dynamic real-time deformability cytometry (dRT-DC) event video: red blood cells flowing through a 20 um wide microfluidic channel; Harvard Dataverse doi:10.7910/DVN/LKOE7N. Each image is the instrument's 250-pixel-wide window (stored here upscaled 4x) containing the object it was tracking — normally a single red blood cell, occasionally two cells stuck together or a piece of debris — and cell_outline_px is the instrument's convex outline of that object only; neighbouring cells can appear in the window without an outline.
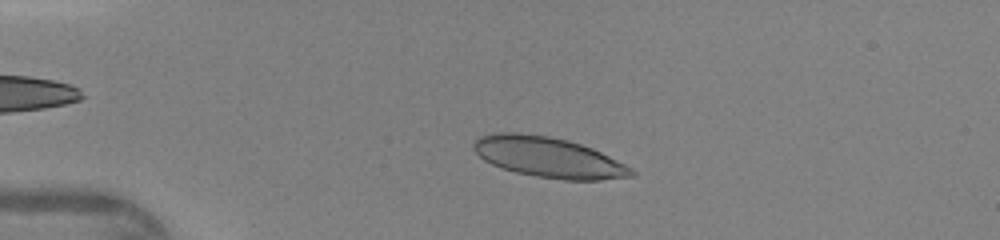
{"species": "human", "species_latin": "Homo sapiens", "temperature_condition": "warm", "stored_images_in_passage": 44, "camera_frame_rate_fps": 3000, "um_per_image_px": 0.085, "donor": {"sex": "female"}, "frame": {"image": 1, "passage_image": 9, "time_ms": 2.667, "image_size_px": [1000, 240], "cell_outline_px": [[636, 172], [632, 176], [600, 180], [564, 180], [536, 176], [516, 172], [492, 164], [484, 160], [472, 148], [472, 144], [480, 136], [492, 132], [516, 132], [548, 136], [568, 140], [592, 148], [632, 168]], "centroid_in_image_um": [46.59, 13.36], "position_along_channel_um": 38.4, "area_um2": 36.93}}
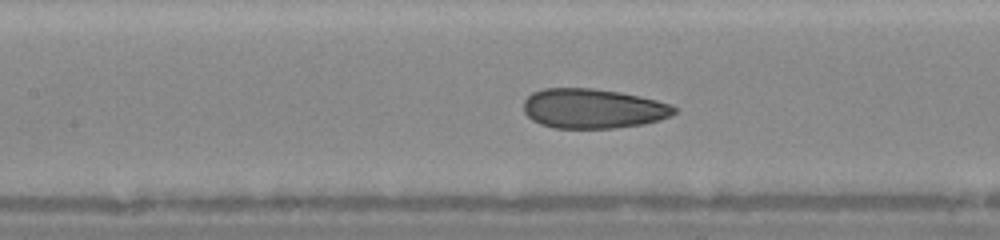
{"frame": {"image": 2, "passage_image": 20, "time_ms": 6.333, "image_size_px": [1000, 240], "cell_outline_px": [[676, 112], [672, 116], [660, 120], [644, 124], [612, 128], [552, 128], [540, 124], [532, 120], [524, 112], [524, 100], [532, 92], [544, 88], [592, 88], [620, 92], [640, 96], [656, 100], [668, 104], [676, 108]], "centroid_in_image_um": [50.39, 9.23], "position_along_channel_um": 157.0, "area_um2": 34.97}}
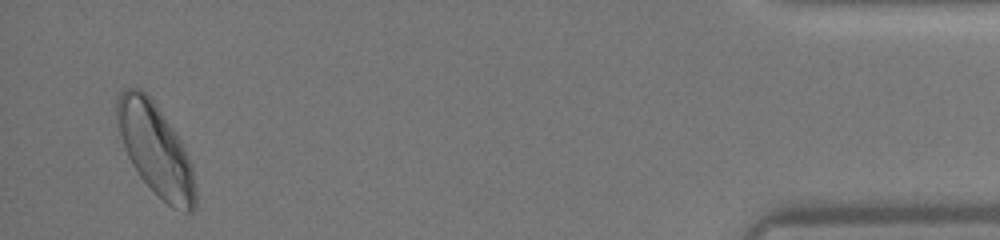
{"frame": {"image": 3, "passage_image": 43, "time_ms": 14.0, "image_size_px": [1000, 240], "cell_outline_px": [[196, 208], [192, 212], [184, 212], [172, 208], [140, 176], [132, 164], [124, 148], [116, 120], [116, 100], [120, 92], [124, 88], [140, 88], [156, 104], [180, 140], [184, 148], [192, 168], [196, 192]], "centroid_in_image_um": [13.21, 12.7], "position_along_channel_um": 422.0, "area_um2": 41.21}}